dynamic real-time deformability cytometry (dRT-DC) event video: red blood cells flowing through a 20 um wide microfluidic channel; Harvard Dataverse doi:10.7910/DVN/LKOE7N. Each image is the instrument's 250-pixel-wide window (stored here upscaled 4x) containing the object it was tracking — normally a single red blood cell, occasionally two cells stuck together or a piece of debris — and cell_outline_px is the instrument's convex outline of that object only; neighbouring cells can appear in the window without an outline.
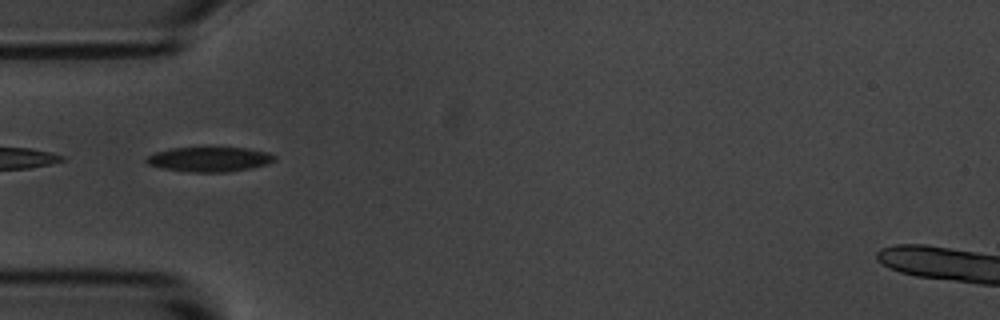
{"species": "common noctule bat (a hibernating species)", "species_latin": "Nyctalus noctula", "temperature_condition": "room temperature", "stored_images_in_passage": 39, "camera_frame_rate_fps": 3000, "um_per_image_px": 0.085, "animal": {"sex": "male", "body_mass_g": 20.1, "forearm_length_mm": 53.5}, "frame": {"image": 1, "passage_image": 1, "time_ms": 0.0, "image_size_px": [1000, 320], "cell_outline_px": [[276, 160], [268, 164], [228, 172], [192, 172], [164, 168], [148, 164], [144, 160], [148, 156], [156, 152], [172, 148], [208, 144], [248, 148], [268, 152], [276, 156]], "centroid_in_image_um": [17.84, 13.48], "position_along_channel_um": 67.2, "area_um2": 19.36}}
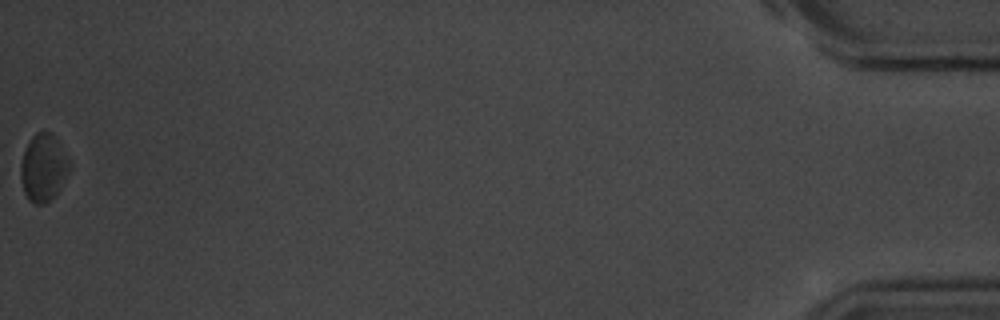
{"frame": {"image": 2, "passage_image": 39, "time_ms": 12.667, "image_size_px": [1000, 320], "cell_outline_px": [[72, 164], [60, 188], [52, 200], [44, 204], [32, 204], [28, 200], [16, 176], [24, 152], [32, 136], [36, 132], [48, 132], [56, 140]], "centroid_in_image_um": [3.63, 14.33], "position_along_channel_um": 431.6, "area_um2": 19.42}, "authors_computed_cell_mechanics": {"area_um2": 18.7272, "velocity_mm_per_s": 3.6645, "shape_relaxation_time_tau1_ms": 2.1389, "shape_relaxation_time_tau2_ms": 3.8132, "deformation_change_tau1": 0.0875, "deformation_change_tau2": 0.1185}}